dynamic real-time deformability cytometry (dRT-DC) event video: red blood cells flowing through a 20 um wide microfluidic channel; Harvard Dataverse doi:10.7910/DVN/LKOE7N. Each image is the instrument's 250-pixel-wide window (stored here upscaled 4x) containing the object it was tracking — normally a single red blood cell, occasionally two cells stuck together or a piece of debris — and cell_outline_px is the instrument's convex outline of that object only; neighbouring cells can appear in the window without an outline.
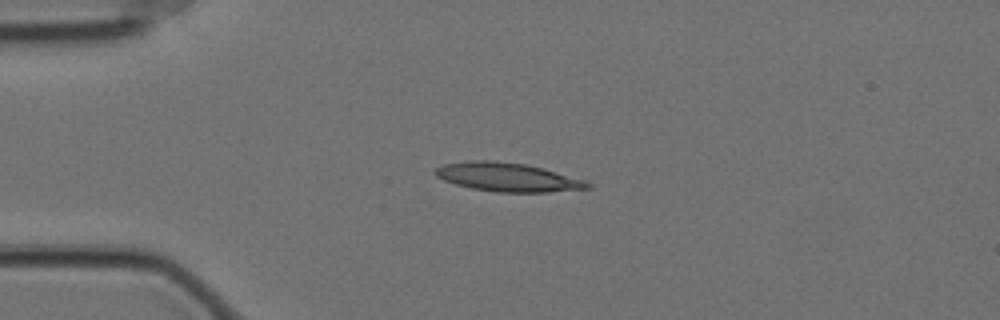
{"species": "Egyptian fruit bat (a non-hibernating species)", "species_latin": "Rousettus aegyptiacus", "temperature_condition": "cold", "stored_images_in_passage": 4, "camera_frame_rate_fps": 3000, "um_per_image_px": 0.085, "animal": {"sex": "female"}, "frame": {"image": 1, "passage_image": 1, "time_ms": 0.0, "image_size_px": [1000, 320], "cell_outline_px": [[592, 188], [548, 192], [496, 192], [472, 188], [456, 184], [444, 180], [436, 176], [432, 172], [436, 168], [444, 164], [472, 160], [492, 160], [524, 164], [588, 180], [592, 184]], "centroid_in_image_um": [43.17, 15.06], "position_along_channel_um": 41.8, "area_um2": 25.43}}